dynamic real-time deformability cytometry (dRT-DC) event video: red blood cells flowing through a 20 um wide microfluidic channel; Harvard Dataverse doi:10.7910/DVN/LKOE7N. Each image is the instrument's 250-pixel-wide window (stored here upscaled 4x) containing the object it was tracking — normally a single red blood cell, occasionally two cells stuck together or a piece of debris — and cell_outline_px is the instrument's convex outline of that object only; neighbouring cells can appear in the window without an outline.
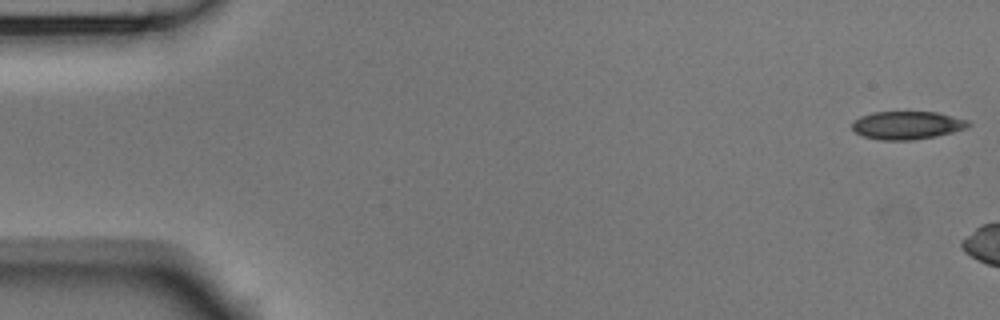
{"species": "Egyptian fruit bat (a non-hibernating species)", "species_latin": "Rousettus aegyptiacus", "temperature_condition": "room temperature", "stored_images_in_passage": 9, "camera_frame_rate_fps": 3000, "um_per_image_px": 0.085, "animal": {"sex": "male"}, "frame": {"image": 1, "passage_image": 1, "time_ms": 0.0, "image_size_px": [1000, 320], "cell_outline_px": [[972, 124], [968, 128], [936, 136], [912, 140], [880, 140], [864, 136], [856, 132], [852, 128], [852, 124], [860, 116], [872, 112], [936, 112], [968, 120]], "centroid_in_image_um": [77.13, 10.64], "position_along_channel_um": 7.9, "area_um2": 18.96}}